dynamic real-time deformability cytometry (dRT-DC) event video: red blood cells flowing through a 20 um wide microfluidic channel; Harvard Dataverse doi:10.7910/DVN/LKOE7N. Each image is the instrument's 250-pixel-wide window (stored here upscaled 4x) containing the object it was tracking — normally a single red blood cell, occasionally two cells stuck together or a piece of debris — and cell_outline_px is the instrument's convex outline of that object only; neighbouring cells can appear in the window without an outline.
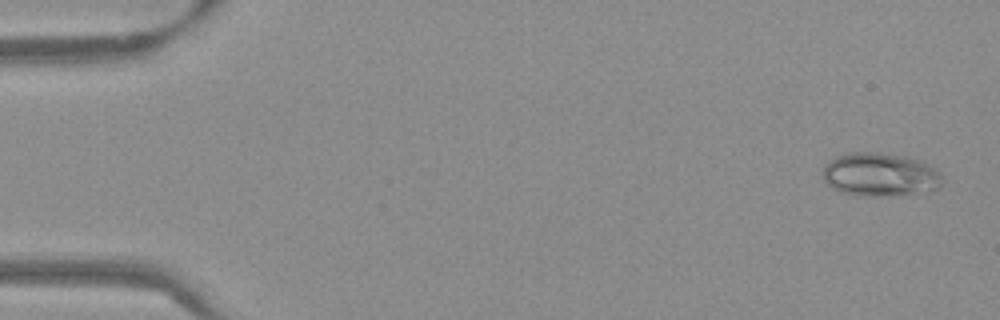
{"species": "Egyptian fruit bat (a non-hibernating species)", "species_latin": "Rousettus aegyptiacus", "temperature_condition": "warm", "stored_images_in_passage": 53, "camera_frame_rate_fps": 3000, "um_per_image_px": 0.085, "frame": {"image": 1, "passage_image": 2, "time_ms": 0.333, "image_size_px": [1000, 320], "cell_outline_px": [[944, 180], [936, 188], [916, 192], [880, 196], [840, 192], [832, 188], [824, 180], [824, 164], [836, 156], [852, 152], [880, 152], [904, 156], [916, 160], [936, 168], [944, 176]], "centroid_in_image_um": [74.79, 14.81], "position_along_channel_um": 10.2, "area_um2": 29.77}}
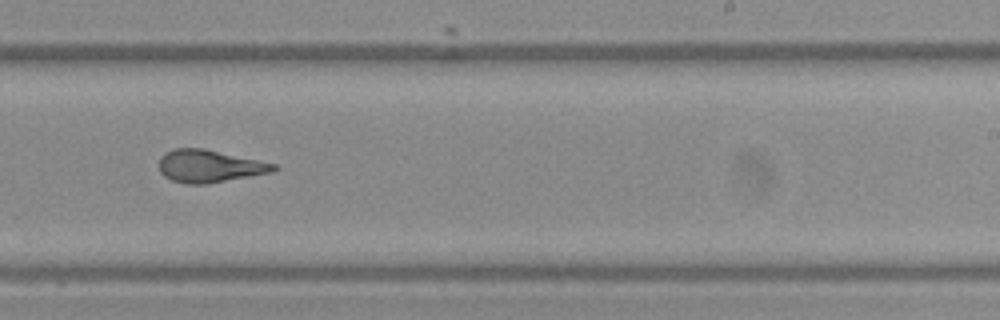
{"frame": {"image": 2, "passage_image": 33, "time_ms": 10.667, "image_size_px": [1000, 320], "cell_outline_px": [[276, 168], [272, 172], [208, 184], [188, 184], [172, 180], [164, 176], [160, 172], [160, 156], [164, 152], [172, 148], [204, 148], [276, 164]], "centroid_in_image_um": [17.76, 14.11], "position_along_channel_um": 271.2, "area_um2": 21.68}}
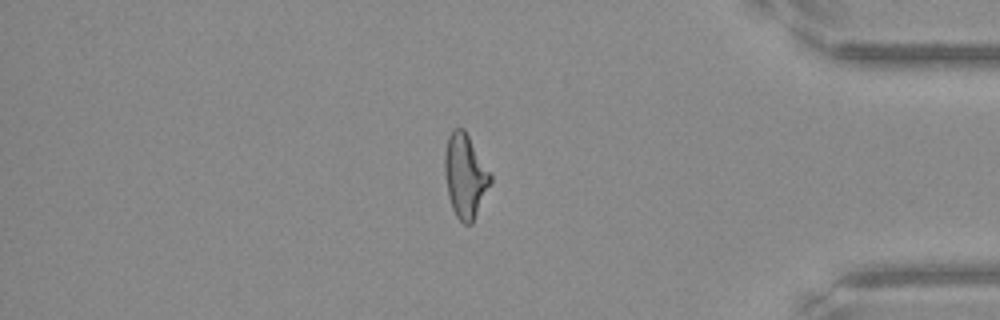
{"frame": {"image": 3, "passage_image": 45, "time_ms": 14.667, "image_size_px": [1000, 320], "cell_outline_px": [[492, 180], [472, 224], [464, 224], [456, 216], [452, 208], [448, 196], [444, 172], [444, 152], [448, 136], [456, 128], [464, 128], [492, 176]], "centroid_in_image_um": [39.52, 14.95], "position_along_channel_um": 395.7, "area_um2": 22.2}, "authors_computed_cell_mechanics": {"area_um2": 22.4842, "velocity_mm_per_s": 3.8388, "shape_relaxation_time_tau1_ms": 7.7763, "shape_relaxation_time_tau2_ms": 1.2753, "deformation_change_tau1": 0.229, "deformation_change_tau2": 0.0844}}